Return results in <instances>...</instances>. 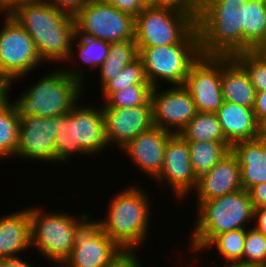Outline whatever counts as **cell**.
<instances>
[{"mask_svg": "<svg viewBox=\"0 0 266 267\" xmlns=\"http://www.w3.org/2000/svg\"><path fill=\"white\" fill-rule=\"evenodd\" d=\"M10 16L33 39L43 62L66 63L76 33L73 17L60 12L45 0L20 5Z\"/></svg>", "mask_w": 266, "mask_h": 267, "instance_id": "6da1fadb", "label": "cell"}, {"mask_svg": "<svg viewBox=\"0 0 266 267\" xmlns=\"http://www.w3.org/2000/svg\"><path fill=\"white\" fill-rule=\"evenodd\" d=\"M60 67L53 69L51 73L47 72L12 101L20 118L30 115L45 118L64 115L81 101V94L85 93L82 91L87 87L84 84L88 75L86 69L81 65L71 70Z\"/></svg>", "mask_w": 266, "mask_h": 267, "instance_id": "7a4b0ae2", "label": "cell"}, {"mask_svg": "<svg viewBox=\"0 0 266 267\" xmlns=\"http://www.w3.org/2000/svg\"><path fill=\"white\" fill-rule=\"evenodd\" d=\"M147 195L137 185L123 189L112 196L106 217L100 219L102 230L122 250H138L149 236L152 203Z\"/></svg>", "mask_w": 266, "mask_h": 267, "instance_id": "3957f363", "label": "cell"}, {"mask_svg": "<svg viewBox=\"0 0 266 267\" xmlns=\"http://www.w3.org/2000/svg\"><path fill=\"white\" fill-rule=\"evenodd\" d=\"M197 207V221L188 242L193 252H202L220 233L246 229L247 224H253L254 206L245 189L204 200Z\"/></svg>", "mask_w": 266, "mask_h": 267, "instance_id": "277c9868", "label": "cell"}, {"mask_svg": "<svg viewBox=\"0 0 266 267\" xmlns=\"http://www.w3.org/2000/svg\"><path fill=\"white\" fill-rule=\"evenodd\" d=\"M246 1H199L196 27L201 55L233 56L241 52V8Z\"/></svg>", "mask_w": 266, "mask_h": 267, "instance_id": "5b68a950", "label": "cell"}, {"mask_svg": "<svg viewBox=\"0 0 266 267\" xmlns=\"http://www.w3.org/2000/svg\"><path fill=\"white\" fill-rule=\"evenodd\" d=\"M137 51L152 87H160V79L171 86H183L191 66L201 56L197 27L179 44L137 48Z\"/></svg>", "mask_w": 266, "mask_h": 267, "instance_id": "8992f818", "label": "cell"}, {"mask_svg": "<svg viewBox=\"0 0 266 267\" xmlns=\"http://www.w3.org/2000/svg\"><path fill=\"white\" fill-rule=\"evenodd\" d=\"M39 207H30L31 246L37 248L39 255L58 267L70 255L76 223L85 215H70L67 212L51 213Z\"/></svg>", "mask_w": 266, "mask_h": 267, "instance_id": "52a82bcc", "label": "cell"}, {"mask_svg": "<svg viewBox=\"0 0 266 267\" xmlns=\"http://www.w3.org/2000/svg\"><path fill=\"white\" fill-rule=\"evenodd\" d=\"M195 27L196 19L189 13L146 6L135 18L134 39L137 48L179 44Z\"/></svg>", "mask_w": 266, "mask_h": 267, "instance_id": "ba28073f", "label": "cell"}, {"mask_svg": "<svg viewBox=\"0 0 266 267\" xmlns=\"http://www.w3.org/2000/svg\"><path fill=\"white\" fill-rule=\"evenodd\" d=\"M4 16L0 30V79L9 83L10 92L15 81L27 76L43 61L24 28L10 14Z\"/></svg>", "mask_w": 266, "mask_h": 267, "instance_id": "9c48e42d", "label": "cell"}, {"mask_svg": "<svg viewBox=\"0 0 266 267\" xmlns=\"http://www.w3.org/2000/svg\"><path fill=\"white\" fill-rule=\"evenodd\" d=\"M75 36H90L109 43L134 39L135 18L107 0H91L75 17Z\"/></svg>", "mask_w": 266, "mask_h": 267, "instance_id": "30bf717a", "label": "cell"}, {"mask_svg": "<svg viewBox=\"0 0 266 267\" xmlns=\"http://www.w3.org/2000/svg\"><path fill=\"white\" fill-rule=\"evenodd\" d=\"M88 214L76 223L73 248L59 267H106L122 250Z\"/></svg>", "mask_w": 266, "mask_h": 267, "instance_id": "8fae6325", "label": "cell"}, {"mask_svg": "<svg viewBox=\"0 0 266 267\" xmlns=\"http://www.w3.org/2000/svg\"><path fill=\"white\" fill-rule=\"evenodd\" d=\"M221 73L222 56L201 55L191 66L183 87L198 112L216 113L223 104Z\"/></svg>", "mask_w": 266, "mask_h": 267, "instance_id": "7c38bea8", "label": "cell"}, {"mask_svg": "<svg viewBox=\"0 0 266 267\" xmlns=\"http://www.w3.org/2000/svg\"><path fill=\"white\" fill-rule=\"evenodd\" d=\"M166 89L160 91L159 86L152 88L150 101L153 125L179 134L198 111L191 94L183 86Z\"/></svg>", "mask_w": 266, "mask_h": 267, "instance_id": "4fadbf2b", "label": "cell"}, {"mask_svg": "<svg viewBox=\"0 0 266 267\" xmlns=\"http://www.w3.org/2000/svg\"><path fill=\"white\" fill-rule=\"evenodd\" d=\"M155 181L163 185L166 182L167 186H171L172 193L176 194L179 201L187 199L186 196L192 195L196 189L198 178L192 170L188 142L180 133L168 137L163 166Z\"/></svg>", "mask_w": 266, "mask_h": 267, "instance_id": "5bb4252c", "label": "cell"}, {"mask_svg": "<svg viewBox=\"0 0 266 267\" xmlns=\"http://www.w3.org/2000/svg\"><path fill=\"white\" fill-rule=\"evenodd\" d=\"M56 117L36 115L20 118L18 145L15 157L55 162Z\"/></svg>", "mask_w": 266, "mask_h": 267, "instance_id": "9a60e30c", "label": "cell"}, {"mask_svg": "<svg viewBox=\"0 0 266 267\" xmlns=\"http://www.w3.org/2000/svg\"><path fill=\"white\" fill-rule=\"evenodd\" d=\"M101 108L109 147L113 143V147L117 145L121 150L132 139L154 126L151 101L130 108Z\"/></svg>", "mask_w": 266, "mask_h": 267, "instance_id": "2e32d148", "label": "cell"}, {"mask_svg": "<svg viewBox=\"0 0 266 267\" xmlns=\"http://www.w3.org/2000/svg\"><path fill=\"white\" fill-rule=\"evenodd\" d=\"M172 133L157 126L142 132L132 139L121 151H124L138 169L156 179L163 166L165 145Z\"/></svg>", "mask_w": 266, "mask_h": 267, "instance_id": "e0dca14e", "label": "cell"}, {"mask_svg": "<svg viewBox=\"0 0 266 267\" xmlns=\"http://www.w3.org/2000/svg\"><path fill=\"white\" fill-rule=\"evenodd\" d=\"M240 167L236 156L230 151L218 161L208 172L198 177L196 204L204 200L227 195L241 190Z\"/></svg>", "mask_w": 266, "mask_h": 267, "instance_id": "ac0fdd59", "label": "cell"}, {"mask_svg": "<svg viewBox=\"0 0 266 267\" xmlns=\"http://www.w3.org/2000/svg\"><path fill=\"white\" fill-rule=\"evenodd\" d=\"M75 144L87 155H97L109 146L106 138L105 120L101 106H74Z\"/></svg>", "mask_w": 266, "mask_h": 267, "instance_id": "d6986e66", "label": "cell"}, {"mask_svg": "<svg viewBox=\"0 0 266 267\" xmlns=\"http://www.w3.org/2000/svg\"><path fill=\"white\" fill-rule=\"evenodd\" d=\"M31 247L29 208L0 217V259L19 257L18 253ZM17 254V255H16Z\"/></svg>", "mask_w": 266, "mask_h": 267, "instance_id": "ffe728a7", "label": "cell"}, {"mask_svg": "<svg viewBox=\"0 0 266 267\" xmlns=\"http://www.w3.org/2000/svg\"><path fill=\"white\" fill-rule=\"evenodd\" d=\"M216 115L225 139L231 145L238 141L258 138L260 124L256 120L253 108L224 101Z\"/></svg>", "mask_w": 266, "mask_h": 267, "instance_id": "44dd1931", "label": "cell"}, {"mask_svg": "<svg viewBox=\"0 0 266 267\" xmlns=\"http://www.w3.org/2000/svg\"><path fill=\"white\" fill-rule=\"evenodd\" d=\"M231 152L238 160L243 189L266 182V147L259 138L233 143Z\"/></svg>", "mask_w": 266, "mask_h": 267, "instance_id": "7402d4cb", "label": "cell"}, {"mask_svg": "<svg viewBox=\"0 0 266 267\" xmlns=\"http://www.w3.org/2000/svg\"><path fill=\"white\" fill-rule=\"evenodd\" d=\"M221 86L224 101L254 107L257 92L249 75L232 56H222Z\"/></svg>", "mask_w": 266, "mask_h": 267, "instance_id": "603a6c76", "label": "cell"}, {"mask_svg": "<svg viewBox=\"0 0 266 267\" xmlns=\"http://www.w3.org/2000/svg\"><path fill=\"white\" fill-rule=\"evenodd\" d=\"M266 50V4L247 0L241 8V52Z\"/></svg>", "mask_w": 266, "mask_h": 267, "instance_id": "cb8c5ba5", "label": "cell"}, {"mask_svg": "<svg viewBox=\"0 0 266 267\" xmlns=\"http://www.w3.org/2000/svg\"><path fill=\"white\" fill-rule=\"evenodd\" d=\"M188 146L192 170L197 178L231 151L228 141L188 142Z\"/></svg>", "mask_w": 266, "mask_h": 267, "instance_id": "d4e9b609", "label": "cell"}, {"mask_svg": "<svg viewBox=\"0 0 266 267\" xmlns=\"http://www.w3.org/2000/svg\"><path fill=\"white\" fill-rule=\"evenodd\" d=\"M138 57L135 39L110 44L108 57L99 67L101 88Z\"/></svg>", "mask_w": 266, "mask_h": 267, "instance_id": "484cf974", "label": "cell"}, {"mask_svg": "<svg viewBox=\"0 0 266 267\" xmlns=\"http://www.w3.org/2000/svg\"><path fill=\"white\" fill-rule=\"evenodd\" d=\"M180 135L187 142L227 141L216 113L198 112Z\"/></svg>", "mask_w": 266, "mask_h": 267, "instance_id": "4316f807", "label": "cell"}, {"mask_svg": "<svg viewBox=\"0 0 266 267\" xmlns=\"http://www.w3.org/2000/svg\"><path fill=\"white\" fill-rule=\"evenodd\" d=\"M10 97L0 106V157L15 158L20 117Z\"/></svg>", "mask_w": 266, "mask_h": 267, "instance_id": "83f0119b", "label": "cell"}, {"mask_svg": "<svg viewBox=\"0 0 266 267\" xmlns=\"http://www.w3.org/2000/svg\"><path fill=\"white\" fill-rule=\"evenodd\" d=\"M55 136V157L54 163H68L71 156L76 154L84 155V152L75 144L74 133V107L69 113L57 116V127ZM82 153V154H81Z\"/></svg>", "mask_w": 266, "mask_h": 267, "instance_id": "f1b7e54d", "label": "cell"}, {"mask_svg": "<svg viewBox=\"0 0 266 267\" xmlns=\"http://www.w3.org/2000/svg\"><path fill=\"white\" fill-rule=\"evenodd\" d=\"M246 229L227 231L216 235L204 248H216L227 265H242ZM205 249V250H204Z\"/></svg>", "mask_w": 266, "mask_h": 267, "instance_id": "f546056e", "label": "cell"}, {"mask_svg": "<svg viewBox=\"0 0 266 267\" xmlns=\"http://www.w3.org/2000/svg\"><path fill=\"white\" fill-rule=\"evenodd\" d=\"M110 44L111 43L109 42L90 36H74L72 45L73 48L74 45H76L77 48L76 50L75 48L74 50L73 48H71L69 58L66 62L72 61L71 59H73V57L76 58L74 54L77 53V57L80 58L79 62L82 61V63L84 62L85 64H87V66L89 65L92 68L96 69L100 67L108 57Z\"/></svg>", "mask_w": 266, "mask_h": 267, "instance_id": "4dcf8cb0", "label": "cell"}, {"mask_svg": "<svg viewBox=\"0 0 266 267\" xmlns=\"http://www.w3.org/2000/svg\"><path fill=\"white\" fill-rule=\"evenodd\" d=\"M232 57L249 75L256 92L266 91V50L239 52Z\"/></svg>", "mask_w": 266, "mask_h": 267, "instance_id": "1f68e13d", "label": "cell"}, {"mask_svg": "<svg viewBox=\"0 0 266 267\" xmlns=\"http://www.w3.org/2000/svg\"><path fill=\"white\" fill-rule=\"evenodd\" d=\"M133 84H150L147 80L143 63L139 57L128 64L114 79L108 81L100 90L103 100H107L114 92L123 90Z\"/></svg>", "mask_w": 266, "mask_h": 267, "instance_id": "d6a6232c", "label": "cell"}, {"mask_svg": "<svg viewBox=\"0 0 266 267\" xmlns=\"http://www.w3.org/2000/svg\"><path fill=\"white\" fill-rule=\"evenodd\" d=\"M151 84H133L114 92L101 107L130 108L150 101Z\"/></svg>", "mask_w": 266, "mask_h": 267, "instance_id": "836d02e7", "label": "cell"}, {"mask_svg": "<svg viewBox=\"0 0 266 267\" xmlns=\"http://www.w3.org/2000/svg\"><path fill=\"white\" fill-rule=\"evenodd\" d=\"M242 266L266 267V236L254 227L246 229Z\"/></svg>", "mask_w": 266, "mask_h": 267, "instance_id": "e575fe53", "label": "cell"}, {"mask_svg": "<svg viewBox=\"0 0 266 267\" xmlns=\"http://www.w3.org/2000/svg\"><path fill=\"white\" fill-rule=\"evenodd\" d=\"M156 7L173 8L184 13H189L197 19L199 0H156Z\"/></svg>", "mask_w": 266, "mask_h": 267, "instance_id": "d590c367", "label": "cell"}, {"mask_svg": "<svg viewBox=\"0 0 266 267\" xmlns=\"http://www.w3.org/2000/svg\"><path fill=\"white\" fill-rule=\"evenodd\" d=\"M60 12L75 17L91 0H45Z\"/></svg>", "mask_w": 266, "mask_h": 267, "instance_id": "8d00e7d4", "label": "cell"}, {"mask_svg": "<svg viewBox=\"0 0 266 267\" xmlns=\"http://www.w3.org/2000/svg\"><path fill=\"white\" fill-rule=\"evenodd\" d=\"M136 250H121L106 267H141Z\"/></svg>", "mask_w": 266, "mask_h": 267, "instance_id": "74e56055", "label": "cell"}, {"mask_svg": "<svg viewBox=\"0 0 266 267\" xmlns=\"http://www.w3.org/2000/svg\"><path fill=\"white\" fill-rule=\"evenodd\" d=\"M121 12L136 18L146 7L141 0H107Z\"/></svg>", "mask_w": 266, "mask_h": 267, "instance_id": "f35d334b", "label": "cell"}, {"mask_svg": "<svg viewBox=\"0 0 266 267\" xmlns=\"http://www.w3.org/2000/svg\"><path fill=\"white\" fill-rule=\"evenodd\" d=\"M248 192L254 208H266V182L252 186Z\"/></svg>", "mask_w": 266, "mask_h": 267, "instance_id": "ab89813d", "label": "cell"}, {"mask_svg": "<svg viewBox=\"0 0 266 267\" xmlns=\"http://www.w3.org/2000/svg\"><path fill=\"white\" fill-rule=\"evenodd\" d=\"M253 110L257 122L261 125L266 120V91L256 93Z\"/></svg>", "mask_w": 266, "mask_h": 267, "instance_id": "60d3db41", "label": "cell"}, {"mask_svg": "<svg viewBox=\"0 0 266 267\" xmlns=\"http://www.w3.org/2000/svg\"><path fill=\"white\" fill-rule=\"evenodd\" d=\"M253 222L254 228L266 236V208H254Z\"/></svg>", "mask_w": 266, "mask_h": 267, "instance_id": "b9f144b4", "label": "cell"}, {"mask_svg": "<svg viewBox=\"0 0 266 267\" xmlns=\"http://www.w3.org/2000/svg\"><path fill=\"white\" fill-rule=\"evenodd\" d=\"M39 0H0V13L11 14L18 6Z\"/></svg>", "mask_w": 266, "mask_h": 267, "instance_id": "7bdbcfd3", "label": "cell"}, {"mask_svg": "<svg viewBox=\"0 0 266 267\" xmlns=\"http://www.w3.org/2000/svg\"><path fill=\"white\" fill-rule=\"evenodd\" d=\"M22 259L21 257L0 259V267H34L28 261Z\"/></svg>", "mask_w": 266, "mask_h": 267, "instance_id": "ee69618b", "label": "cell"}, {"mask_svg": "<svg viewBox=\"0 0 266 267\" xmlns=\"http://www.w3.org/2000/svg\"><path fill=\"white\" fill-rule=\"evenodd\" d=\"M9 91V83L0 79V106L8 99L10 96Z\"/></svg>", "mask_w": 266, "mask_h": 267, "instance_id": "f6af8a7d", "label": "cell"}, {"mask_svg": "<svg viewBox=\"0 0 266 267\" xmlns=\"http://www.w3.org/2000/svg\"><path fill=\"white\" fill-rule=\"evenodd\" d=\"M259 140L264 144L266 147V129H259Z\"/></svg>", "mask_w": 266, "mask_h": 267, "instance_id": "bcb514c9", "label": "cell"}, {"mask_svg": "<svg viewBox=\"0 0 266 267\" xmlns=\"http://www.w3.org/2000/svg\"><path fill=\"white\" fill-rule=\"evenodd\" d=\"M145 6H155L156 7V0H141Z\"/></svg>", "mask_w": 266, "mask_h": 267, "instance_id": "7dc6e473", "label": "cell"}, {"mask_svg": "<svg viewBox=\"0 0 266 267\" xmlns=\"http://www.w3.org/2000/svg\"><path fill=\"white\" fill-rule=\"evenodd\" d=\"M223 267H250V266H242V265H224Z\"/></svg>", "mask_w": 266, "mask_h": 267, "instance_id": "c3c4849f", "label": "cell"}, {"mask_svg": "<svg viewBox=\"0 0 266 267\" xmlns=\"http://www.w3.org/2000/svg\"><path fill=\"white\" fill-rule=\"evenodd\" d=\"M259 129H266V120L260 125Z\"/></svg>", "mask_w": 266, "mask_h": 267, "instance_id": "681fc988", "label": "cell"}, {"mask_svg": "<svg viewBox=\"0 0 266 267\" xmlns=\"http://www.w3.org/2000/svg\"><path fill=\"white\" fill-rule=\"evenodd\" d=\"M253 1H257V2H261V3L266 4V0H253Z\"/></svg>", "mask_w": 266, "mask_h": 267, "instance_id": "f907efd6", "label": "cell"}, {"mask_svg": "<svg viewBox=\"0 0 266 267\" xmlns=\"http://www.w3.org/2000/svg\"><path fill=\"white\" fill-rule=\"evenodd\" d=\"M199 1H224V0H199Z\"/></svg>", "mask_w": 266, "mask_h": 267, "instance_id": "816d5d0a", "label": "cell"}]
</instances>
